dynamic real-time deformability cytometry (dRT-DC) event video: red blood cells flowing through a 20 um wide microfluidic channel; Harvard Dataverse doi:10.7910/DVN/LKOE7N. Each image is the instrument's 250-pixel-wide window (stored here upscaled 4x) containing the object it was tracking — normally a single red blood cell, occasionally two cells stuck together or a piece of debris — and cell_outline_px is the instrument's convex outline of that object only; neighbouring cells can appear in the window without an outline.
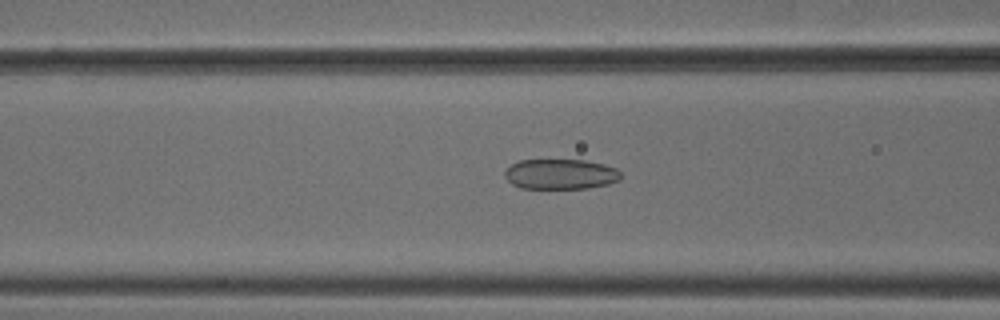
{"species": "common noctule bat (a hibernating species)", "species_latin": "Nyctalus noctula", "temperature_condition": "cold", "stored_images_in_passage": 53, "camera_frame_rate_fps": 3000, "um_per_image_px": 0.085, "animal": {"sex": "male", "body_mass_g": 18.8}, "frame": {"image": 1, "passage_image": 21, "time_ms": 6.667, "image_size_px": [1000, 320], "cell_outline_px": [[620, 180], [608, 184], [588, 188], [520, 188], [512, 184], [504, 176], [504, 172], [512, 164], [520, 160], [584, 160], [604, 164], [616, 168], [620, 172]], "centroid_in_image_um": [47.65, 14.8], "position_along_channel_um": 119.0, "area_um2": 20.4}}
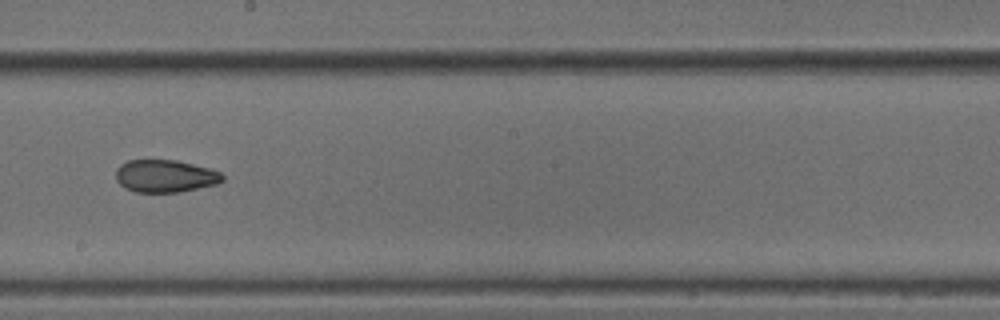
{"frame": {"image": 2, "passage_image": 30, "time_ms": 9.667, "image_size_px": [1000, 320], "cell_outline_px": [[224, 180], [216, 184], [180, 192], [136, 192], [124, 188], [116, 180], [116, 168], [120, 164], [128, 160], [176, 160], [208, 168], [220, 172], [224, 176]], "centroid_in_image_um": [14.01, 14.97], "position_along_channel_um": 234.2, "area_um2": 20.23}}
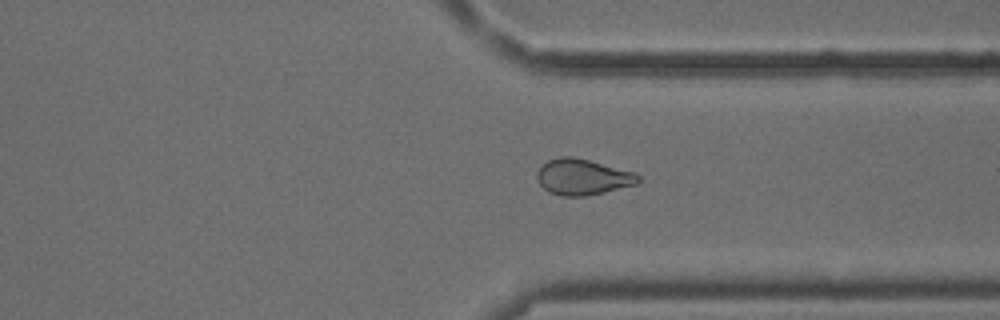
{"frame": {"image": 3, "passage_image": 40, "time_ms": 13.0, "image_size_px": [1000, 320], "cell_outline_px": [[640, 180], [636, 184], [604, 192], [584, 196], [560, 196], [548, 192], [536, 180], [536, 172], [548, 160], [560, 156], [572, 156], [636, 172], [640, 176]], "centroid_in_image_um": [49.51, 15.04], "position_along_channel_um": 361.9, "area_um2": 21.21}}